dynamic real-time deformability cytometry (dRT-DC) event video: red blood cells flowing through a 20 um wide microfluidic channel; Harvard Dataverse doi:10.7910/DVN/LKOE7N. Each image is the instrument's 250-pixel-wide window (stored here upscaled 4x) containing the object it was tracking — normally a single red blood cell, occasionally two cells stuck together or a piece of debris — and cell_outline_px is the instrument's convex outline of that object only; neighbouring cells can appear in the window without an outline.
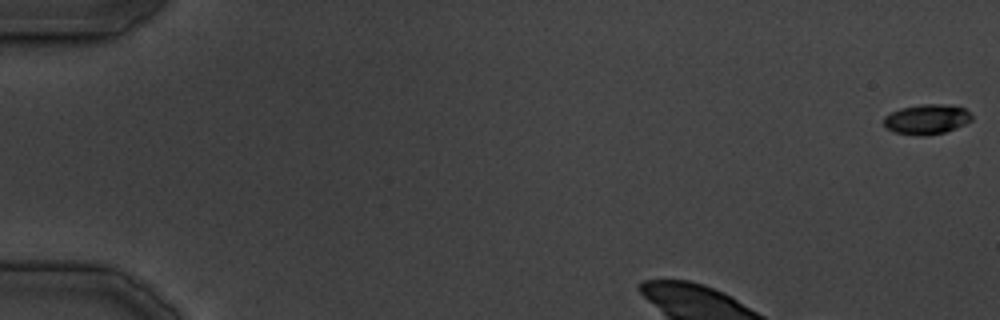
{"species": "common noctule bat (a hibernating species)", "species_latin": "Nyctalus noctula", "temperature_condition": "cold", "stored_images_in_passage": 7, "camera_frame_rate_fps": 3000, "um_per_image_px": 0.085, "animal": {"sex": "male", "body_mass_g": 19.5, "forearm_length_mm": 54.6}, "frame": {"image": 1, "passage_image": 1, "time_ms": 0.0, "image_size_px": [1000, 320], "cell_outline_px": [[972, 120], [956, 128], [944, 132], [924, 136], [916, 136], [892, 132], [884, 124], [884, 116], [900, 108], [920, 104], [944, 104], [964, 108], [972, 116]], "centroid_in_image_um": [78.75, 10.14], "position_along_channel_um": 6.3, "area_um2": 15.37}}